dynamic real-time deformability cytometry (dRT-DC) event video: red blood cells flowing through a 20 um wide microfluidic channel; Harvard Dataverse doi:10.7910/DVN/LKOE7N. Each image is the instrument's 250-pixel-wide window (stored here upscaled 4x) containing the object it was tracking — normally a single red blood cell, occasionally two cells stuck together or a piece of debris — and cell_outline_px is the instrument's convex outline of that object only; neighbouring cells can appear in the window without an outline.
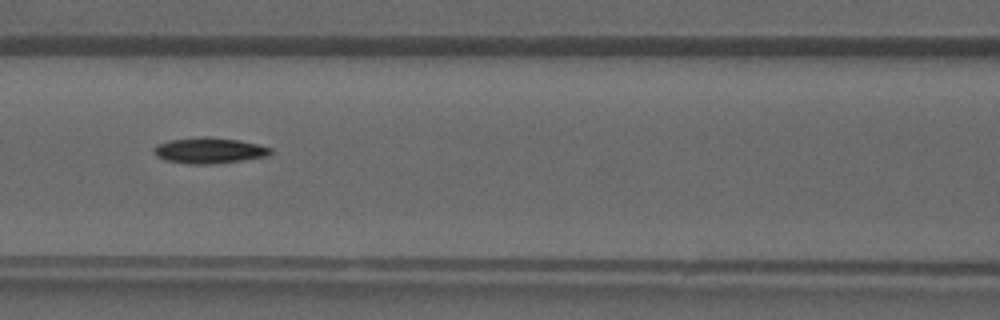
{"species": "common noctule bat (a hibernating species)", "species_latin": "Nyctalus noctula", "temperature_condition": "warm", "stored_images_in_passage": 24, "camera_frame_rate_fps": 3000, "um_per_image_px": 0.085, "animal": {"sex": "male", "forearm_length_mm": 52.5}, "frame": {"image": 1, "passage_image": 6, "time_ms": 1.667, "image_size_px": [1000, 320], "cell_outline_px": [[272, 152], [268, 156], [244, 160], [216, 164], [192, 164], [168, 160], [156, 156], [152, 148], [156, 144], [172, 140], [240, 140], [272, 148]], "centroid_in_image_um": [17.83, 12.85], "position_along_channel_um": 148.8, "area_um2": 16.53}}
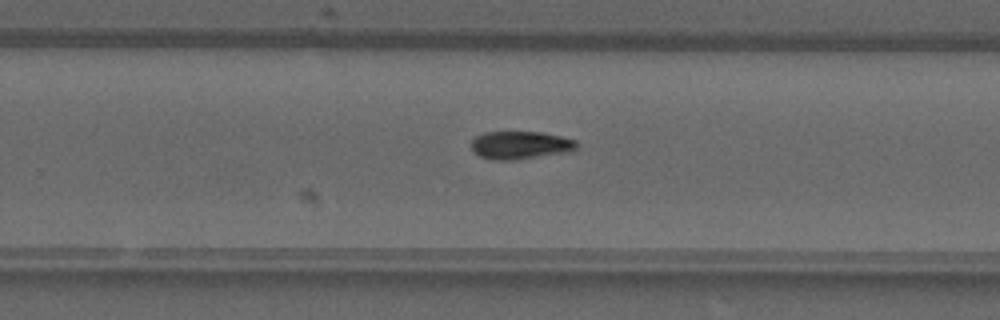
{"frame": {"image": 2, "passage_image": 14, "time_ms": 4.333, "image_size_px": [1000, 320], "cell_outline_px": [[576, 148], [568, 152], [516, 160], [492, 160], [480, 156], [472, 148], [472, 140], [476, 136], [484, 132], [540, 132], [560, 136], [576, 140]], "centroid_in_image_um": [44.22, 12.34], "position_along_channel_um": 285.6, "area_um2": 17.05}}
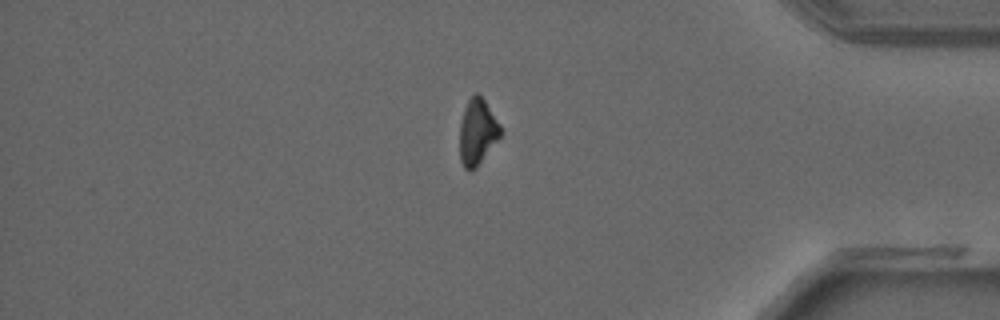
{"frame": {"image": 3, "passage_image": 22, "time_ms": 7.0, "image_size_px": [1000, 320], "cell_outline_px": [[500, 136], [476, 168], [468, 172], [464, 168], [460, 160], [460, 124], [464, 108], [468, 100], [476, 92], [484, 100], [500, 124]], "centroid_in_image_um": [40.55, 11.24], "position_along_channel_um": 394.6, "area_um2": 15.43}}